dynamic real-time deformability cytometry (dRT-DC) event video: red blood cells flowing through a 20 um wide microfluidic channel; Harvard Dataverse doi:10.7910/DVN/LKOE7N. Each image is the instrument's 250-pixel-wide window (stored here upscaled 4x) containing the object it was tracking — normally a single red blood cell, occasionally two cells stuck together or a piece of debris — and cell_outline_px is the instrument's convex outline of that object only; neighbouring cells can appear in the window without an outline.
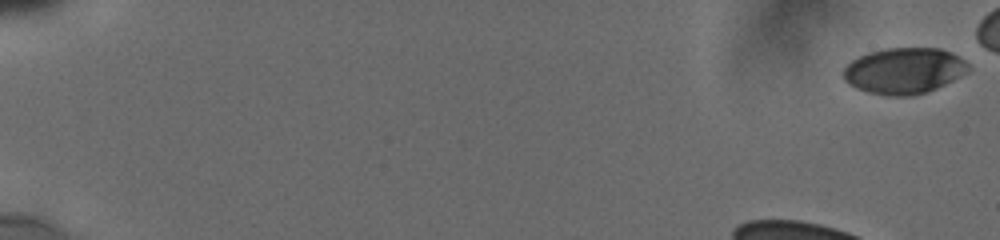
{"species": "human", "species_latin": "Homo sapiens", "temperature_condition": "cold", "stored_images_in_passage": 31, "segment_of_instrument_passage": [1, 2], "camera_frame_rate_fps": 3000, "um_per_image_px": 0.085, "donor": {"sex": "male"}, "frame": {"image": 1, "passage_image": 1, "time_ms": 0.0, "image_size_px": [1000, 240], "cell_outline_px": [[972, 68], [968, 72], [936, 88], [912, 96], [888, 96], [868, 92], [856, 88], [848, 84], [844, 80], [844, 68], [852, 60], [868, 52], [888, 48], [940, 48], [952, 52], [964, 60]], "centroid_in_image_um": [76.85, 6.01], "position_along_channel_um": 8.1, "area_um2": 33.52}}
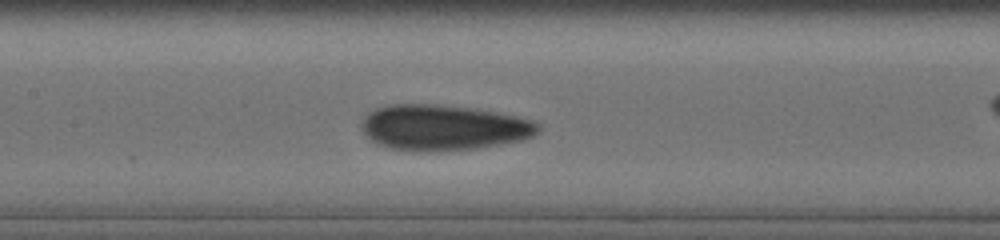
{"frame": {"image": 2, "passage_image": 24, "time_ms": 8.333, "image_size_px": [1000, 240], "cell_outline_px": [[540, 132], [524, 140], [476, 148], [432, 152], [416, 152], [388, 148], [376, 144], [360, 128], [360, 124], [364, 116], [368, 112], [376, 108], [388, 104], [436, 104], [476, 108], [516, 116], [532, 120], [540, 124]], "centroid_in_image_um": [37.67, 10.84], "position_along_channel_um": 169.7, "area_um2": 47.57}}
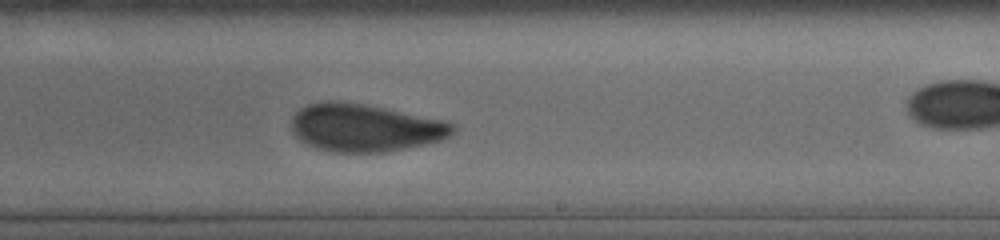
{"frame": {"image": 3, "passage_image": 30, "time_ms": 10.667, "image_size_px": [1000, 240], "cell_outline_px": [[456, 132], [444, 140], [384, 152], [332, 152], [316, 148], [292, 136], [292, 116], [300, 108], [308, 104], [328, 100], [336, 100], [364, 104], [448, 120], [456, 124]], "centroid_in_image_um": [31.05, 10.85], "position_along_channel_um": 257.9, "area_um2": 45.37}}